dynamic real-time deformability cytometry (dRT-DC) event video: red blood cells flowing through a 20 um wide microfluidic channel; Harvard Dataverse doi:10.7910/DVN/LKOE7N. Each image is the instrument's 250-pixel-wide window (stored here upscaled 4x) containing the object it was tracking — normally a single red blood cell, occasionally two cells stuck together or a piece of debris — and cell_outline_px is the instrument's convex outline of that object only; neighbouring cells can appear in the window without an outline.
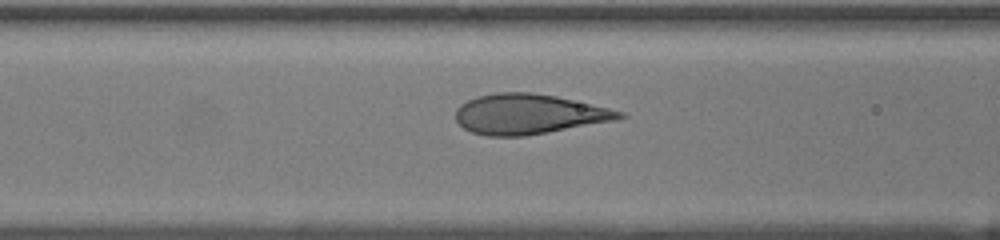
{"species": "human", "species_latin": "Homo sapiens", "temperature_condition": "room temperature", "stored_images_in_passage": 28, "camera_frame_rate_fps": 3000, "um_per_image_px": 0.085, "donor": {"sex": "female"}, "frame": {"image": 1, "passage_image": 10, "time_ms": 3.0, "image_size_px": [1000, 240], "cell_outline_px": [[628, 116], [616, 120], [524, 136], [488, 136], [472, 132], [464, 128], [456, 120], [456, 108], [460, 104], [468, 100], [480, 96], [496, 92], [532, 92], [556, 96], [608, 108], [624, 112]], "centroid_in_image_um": [44.93, 9.69], "position_along_channel_um": 121.7, "area_um2": 37.97}}
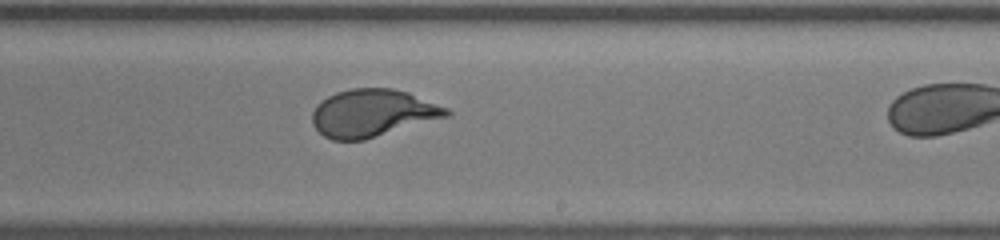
{"frame": {"image": 2, "passage_image": 19, "time_ms": 6.0, "image_size_px": [1000, 240], "cell_outline_px": [[452, 112], [448, 116], [364, 140], [332, 140], [324, 136], [312, 124], [312, 112], [316, 104], [320, 100], [336, 92], [352, 88], [392, 88], [408, 92], [448, 108]], "centroid_in_image_um": [31.64, 9.6], "position_along_channel_um": 257.4, "area_um2": 37.11}}
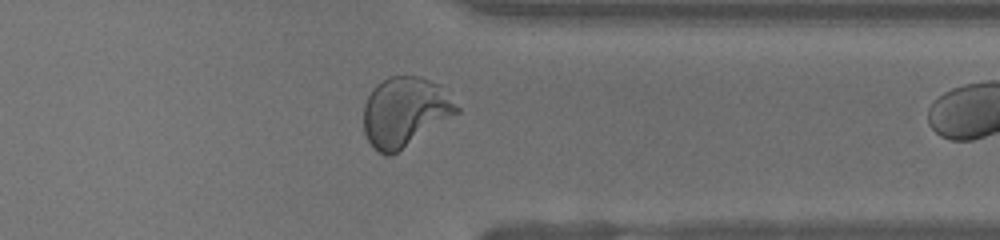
{"frame": {"image": 3, "passage_image": 27, "time_ms": 8.667, "image_size_px": [1000, 240], "cell_outline_px": [[460, 112], [392, 156], [384, 156], [368, 140], [364, 132], [364, 104], [372, 88], [376, 84], [388, 76], [420, 76], [440, 84], [460, 108]], "centroid_in_image_um": [34.42, 9.5], "position_along_channel_um": 377.0, "area_um2": 37.92}}